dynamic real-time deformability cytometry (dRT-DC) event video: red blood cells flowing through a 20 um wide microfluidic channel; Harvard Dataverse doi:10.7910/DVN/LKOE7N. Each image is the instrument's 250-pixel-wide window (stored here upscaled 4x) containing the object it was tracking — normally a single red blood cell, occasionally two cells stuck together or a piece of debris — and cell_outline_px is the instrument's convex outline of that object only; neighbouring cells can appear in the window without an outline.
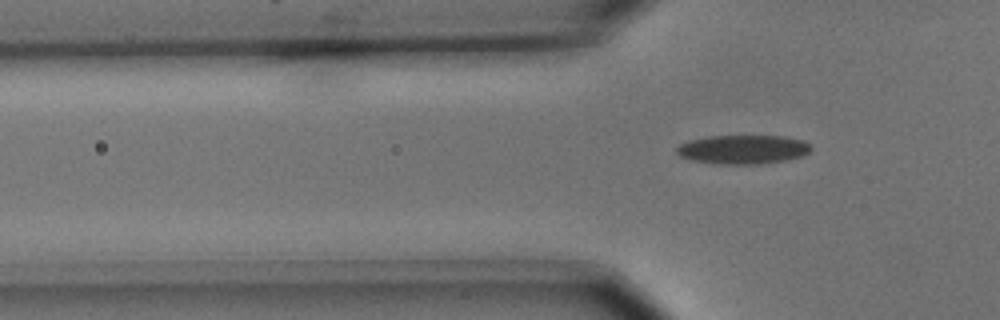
{"species": "common noctule bat (a hibernating species)", "species_latin": "Nyctalus noctula", "temperature_condition": "cold", "stored_images_in_passage": 8, "segment_of_instrument_passage": [2, 2], "camera_frame_rate_fps": 3000, "um_per_image_px": 0.085, "animal": {"sex": "male", "body_mass_g": 15.6}, "frame": {"image": 1, "passage_image": 8, "time_ms": 2.333, "image_size_px": [1000, 320], "cell_outline_px": [[812, 148], [804, 156], [788, 160], [760, 164], [716, 164], [688, 160], [680, 156], [676, 152], [676, 148], [680, 144], [688, 140], [708, 136], [784, 136], [804, 140], [812, 144]], "centroid_in_image_um": [63.17, 12.71], "position_along_channel_um": 62.6, "area_um2": 23.12}}